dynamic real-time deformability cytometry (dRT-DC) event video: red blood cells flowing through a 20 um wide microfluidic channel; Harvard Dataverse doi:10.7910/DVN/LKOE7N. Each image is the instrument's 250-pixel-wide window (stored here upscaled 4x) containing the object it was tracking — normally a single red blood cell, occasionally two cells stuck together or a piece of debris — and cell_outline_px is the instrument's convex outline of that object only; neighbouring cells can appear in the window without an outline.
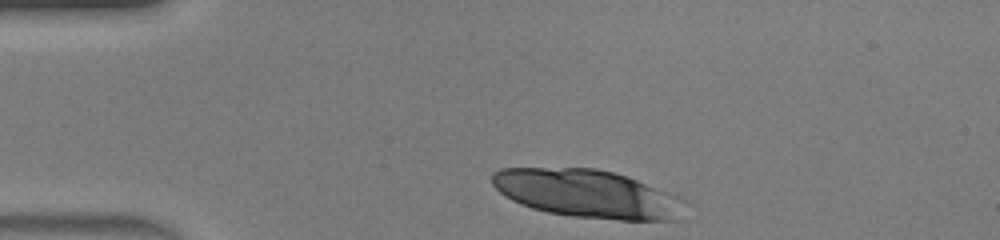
{"species": "human", "species_latin": "Homo sapiens", "temperature_condition": "warm", "stored_images_in_passage": 31, "camera_frame_rate_fps": 3000, "um_per_image_px": 0.085, "donor": {"sex": "male"}, "frame": {"image": 1, "passage_image": 1, "time_ms": 0.0, "image_size_px": [1000, 240], "cell_outline_px": [[692, 204], [676, 220], [620, 220], [572, 216], [548, 212], [532, 208], [520, 204], [504, 196], [492, 184], [492, 172], [500, 168], [596, 168], [612, 172], [636, 180], [680, 196], [688, 200]], "centroid_in_image_um": [49.99, 16.48], "position_along_channel_um": 35.0, "area_um2": 54.39}}